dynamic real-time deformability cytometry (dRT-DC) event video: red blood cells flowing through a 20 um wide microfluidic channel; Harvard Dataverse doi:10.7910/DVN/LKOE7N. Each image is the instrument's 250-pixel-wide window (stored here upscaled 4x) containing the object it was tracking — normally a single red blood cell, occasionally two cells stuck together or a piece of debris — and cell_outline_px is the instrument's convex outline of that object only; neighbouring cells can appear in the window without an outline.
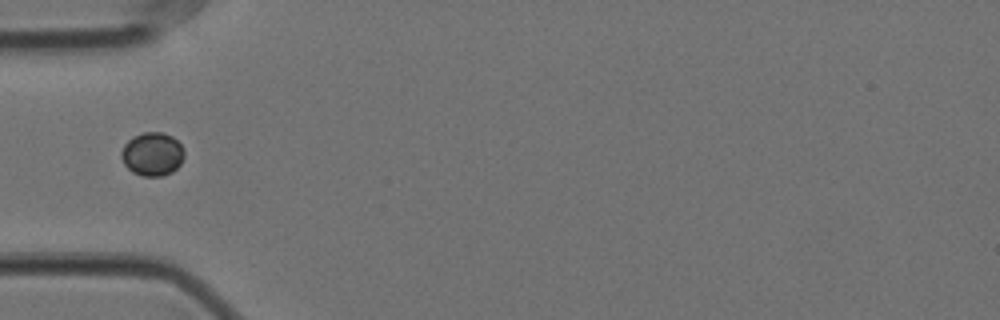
{"species": "Egyptian fruit bat (a non-hibernating species)", "species_latin": "Rousettus aegyptiacus", "temperature_condition": "cold", "stored_images_in_passage": 40, "camera_frame_rate_fps": 3000, "um_per_image_px": 0.085, "animal": {"sex": "female"}, "frame": {"image": 1, "passage_image": 1, "time_ms": 0.0, "image_size_px": [1000, 320], "cell_outline_px": [[184, 156], [180, 164], [172, 172], [160, 176], [140, 176], [132, 172], [124, 164], [120, 156], [120, 152], [124, 144], [132, 136], [144, 132], [164, 132], [172, 136], [184, 148]], "centroid_in_image_um": [12.93, 13.09], "position_along_channel_um": 72.1, "area_um2": 16.13}}
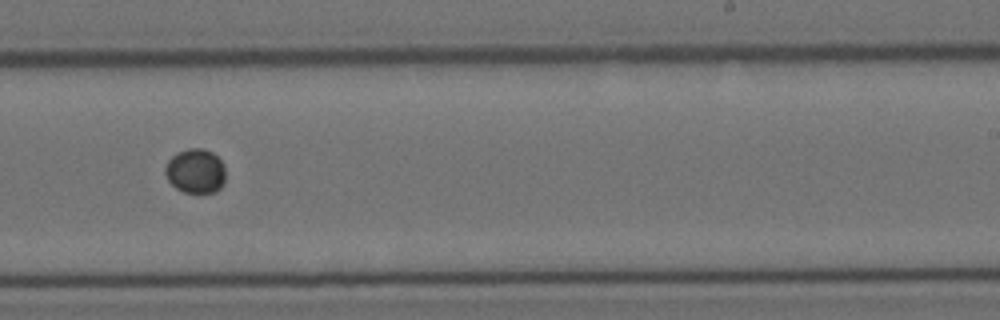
{"frame": {"image": 2, "passage_image": 18, "time_ms": 5.667, "image_size_px": [1000, 320], "cell_outline_px": [[224, 184], [216, 192], [184, 192], [176, 188], [168, 180], [164, 172], [164, 168], [168, 160], [172, 156], [188, 148], [204, 148], [212, 152], [224, 164]], "centroid_in_image_um": [16.62, 14.53], "position_along_channel_um": 272.4, "area_um2": 15.61}}
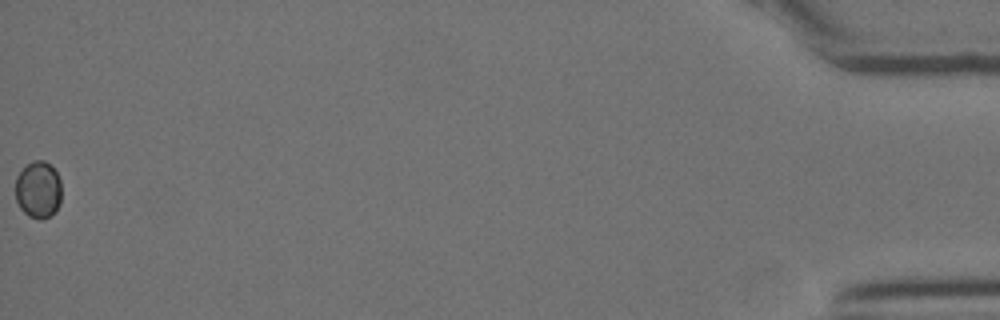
{"frame": {"image": 3, "passage_image": 40, "time_ms": 13.0, "image_size_px": [1000, 320], "cell_outline_px": [[60, 204], [56, 212], [52, 216], [40, 220], [28, 216], [20, 208], [16, 200], [16, 176], [32, 160], [44, 160], [52, 164], [60, 180]], "centroid_in_image_um": [3.27, 16.14], "position_along_channel_um": 431.9, "area_um2": 15.55}}